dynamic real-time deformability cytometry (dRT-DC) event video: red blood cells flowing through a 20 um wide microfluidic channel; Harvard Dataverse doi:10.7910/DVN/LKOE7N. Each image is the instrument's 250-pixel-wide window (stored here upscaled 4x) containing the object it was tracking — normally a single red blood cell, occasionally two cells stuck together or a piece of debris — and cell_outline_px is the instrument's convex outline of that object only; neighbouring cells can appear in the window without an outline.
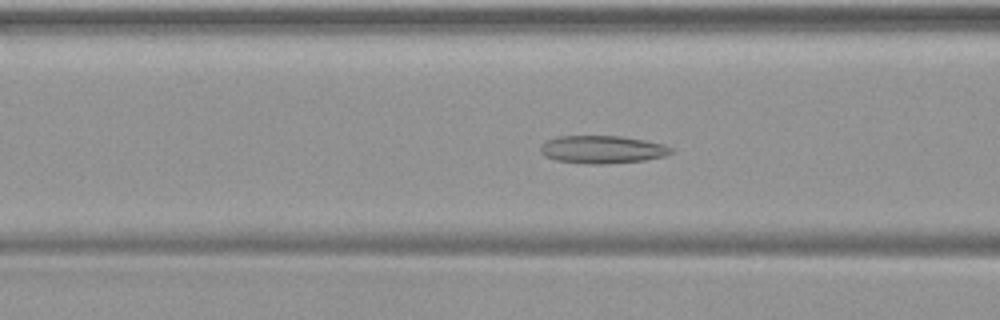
{"species": "common noctule bat (a hibernating species)", "species_latin": "Nyctalus noctula", "temperature_condition": "warm", "stored_images_in_passage": 50, "camera_frame_rate_fps": 3000, "um_per_image_px": 0.085, "animal": {"sex": "female", "body_mass_g": 19.9}, "frame": {"image": 1, "passage_image": 20, "time_ms": 6.333, "image_size_px": [1000, 320], "cell_outline_px": [[676, 152], [664, 156], [644, 160], [608, 164], [588, 164], [556, 160], [544, 156], [540, 152], [540, 144], [556, 136], [620, 136], [644, 140], [664, 144], [676, 148]], "centroid_in_image_um": [51.23, 12.71], "position_along_channel_um": 115.4, "area_um2": 21.44}}
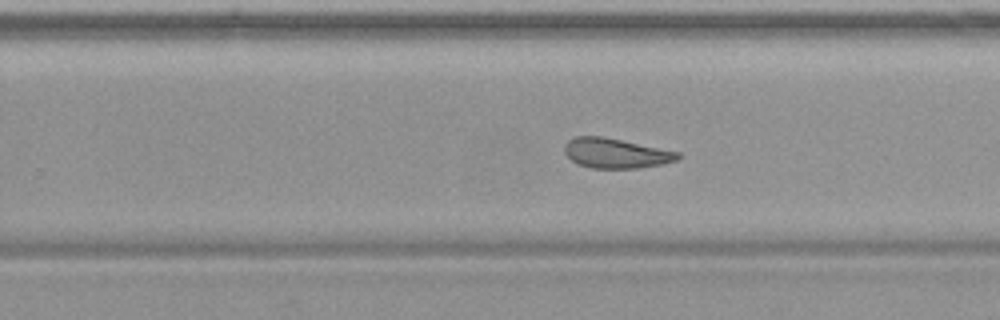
{"frame": {"image": 2, "passage_image": 32, "time_ms": 10.333, "image_size_px": [1000, 320], "cell_outline_px": [[680, 156], [676, 160], [664, 164], [640, 168], [592, 168], [576, 164], [564, 152], [564, 144], [568, 140], [576, 136], [604, 136], [680, 152]], "centroid_in_image_um": [52.33, 13.02], "position_along_channel_um": 277.5, "area_um2": 19.88}}
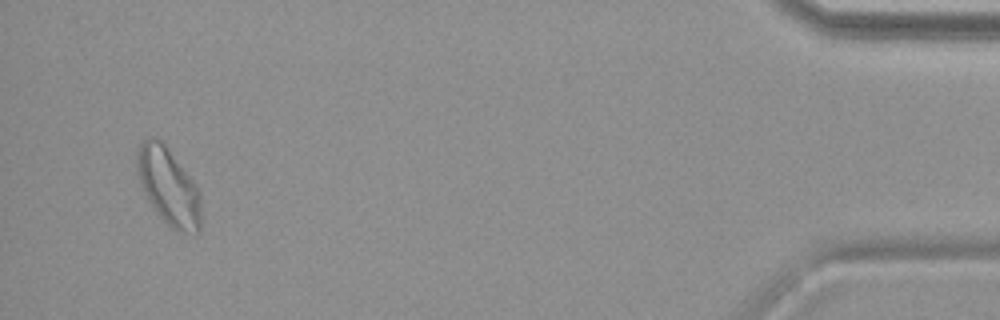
{"frame": {"image": 3, "passage_image": 48, "time_ms": 15.667, "image_size_px": [1000, 320], "cell_outline_px": [[200, 232], [180, 232], [172, 228], [156, 212], [148, 200], [144, 192], [136, 172], [136, 152], [140, 144], [144, 140], [156, 136], [164, 144], [196, 184], [200, 192]], "centroid_in_image_um": [14.31, 15.84], "position_along_channel_um": 420.9, "area_um2": 28.55}}